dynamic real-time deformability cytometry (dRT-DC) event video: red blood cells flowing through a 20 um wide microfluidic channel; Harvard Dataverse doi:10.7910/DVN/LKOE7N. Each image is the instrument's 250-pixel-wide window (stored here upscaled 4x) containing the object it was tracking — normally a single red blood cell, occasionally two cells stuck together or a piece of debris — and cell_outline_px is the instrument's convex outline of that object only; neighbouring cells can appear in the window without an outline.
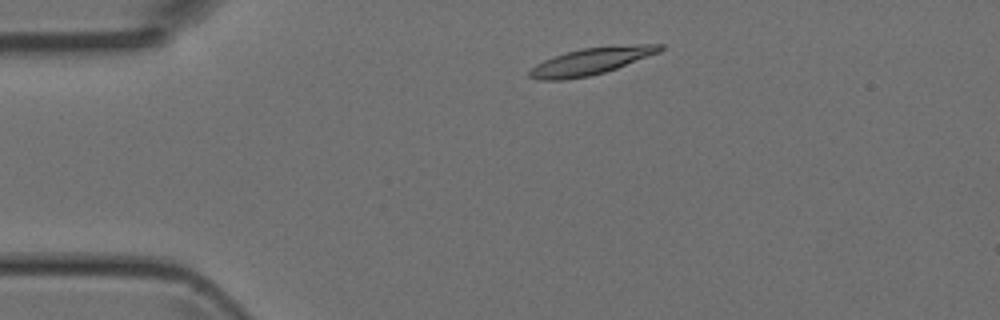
{"species": "Egyptian fruit bat (a non-hibernating species)", "species_latin": "Rousettus aegyptiacus", "temperature_condition": "room temperature", "stored_images_in_passage": 41, "camera_frame_rate_fps": 3000, "um_per_image_px": 0.085, "animal": {"sex": "female"}, "frame": {"image": 1, "passage_image": 3, "time_ms": 0.667, "image_size_px": [1000, 320], "cell_outline_px": [[664, 48], [660, 52], [616, 68], [604, 72], [588, 76], [564, 80], [536, 80], [528, 76], [528, 72], [536, 64], [552, 56], [580, 48], [612, 44], [664, 44]], "centroid_in_image_um": [50.24, 5.18], "position_along_channel_um": 34.8, "area_um2": 20.81}}
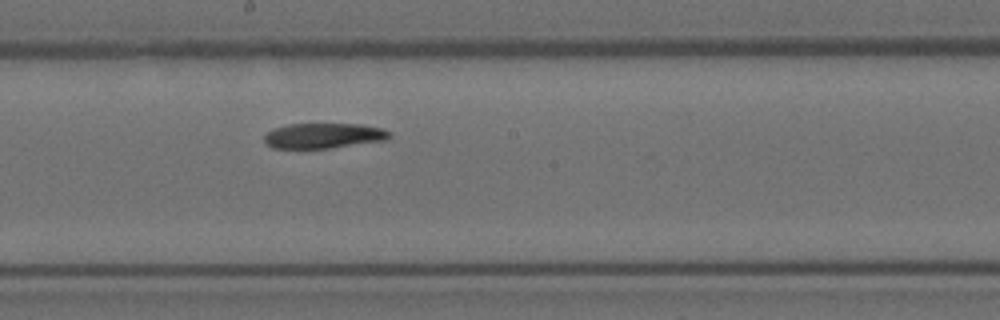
{"frame": {"image": 2, "passage_image": 19, "time_ms": 6.0, "image_size_px": [1000, 320], "cell_outline_px": [[392, 136], [388, 140], [328, 148], [272, 148], [264, 140], [264, 136], [268, 132], [276, 128], [288, 124], [360, 124], [380, 128], [392, 132]], "centroid_in_image_um": [27.55, 11.53], "position_along_channel_um": 220.6, "area_um2": 18.32}}
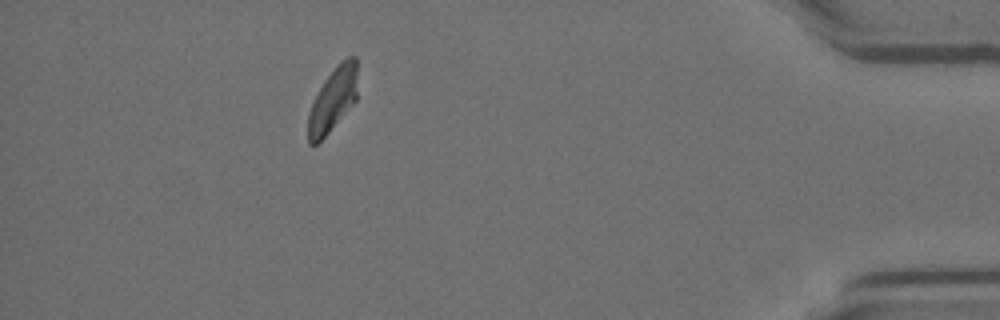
{"frame": {"image": 3, "passage_image": 36, "time_ms": 11.667, "image_size_px": [1000, 320], "cell_outline_px": [[356, 100], [328, 132], [316, 144], [308, 144], [308, 112], [324, 80], [348, 56], [356, 56]], "centroid_in_image_um": [28.27, 8.49], "position_along_channel_um": 406.9, "area_um2": 17.63}}